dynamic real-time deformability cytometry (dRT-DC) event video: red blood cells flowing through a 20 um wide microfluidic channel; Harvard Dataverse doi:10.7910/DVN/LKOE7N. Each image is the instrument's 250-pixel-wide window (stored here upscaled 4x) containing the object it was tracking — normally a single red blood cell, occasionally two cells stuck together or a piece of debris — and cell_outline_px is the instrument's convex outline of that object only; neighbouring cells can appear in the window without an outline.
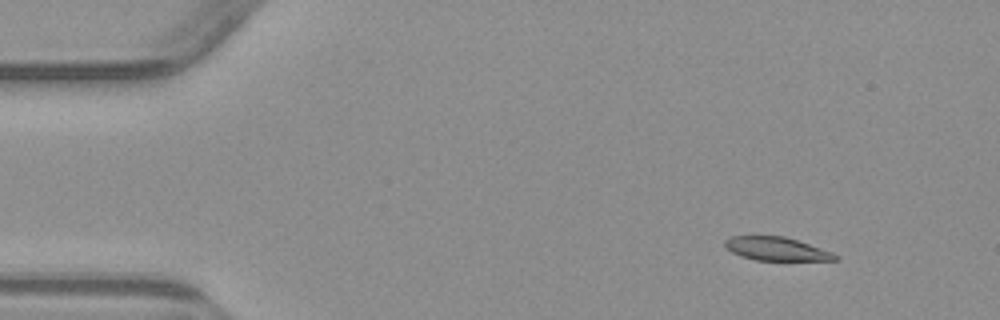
{"species": "common noctule bat (a hibernating species)", "species_latin": "Nyctalus noctula", "temperature_condition": "warm", "stored_images_in_passage": 5, "camera_frame_rate_fps": 3000, "um_per_image_px": 0.085, "animal": {"sex": "male", "body_mass_g": 23.1, "forearm_length_mm": 52.7}, "frame": {"image": 1, "passage_image": 2, "time_ms": 1.0, "image_size_px": [1000, 320], "cell_outline_px": [[836, 260], [756, 260], [740, 256], [732, 252], [724, 244], [724, 240], [732, 236], [784, 236], [832, 252], [836, 256]], "centroid_in_image_um": [65.94, 21.15], "position_along_channel_um": 19.1, "area_um2": 14.74}}
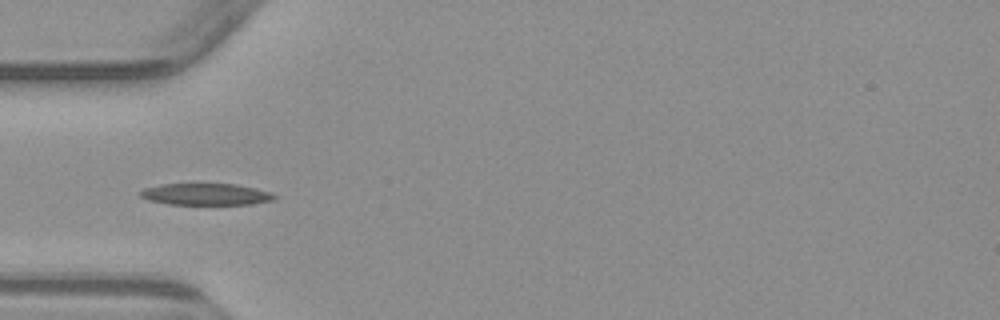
{"frame": {"image": 2, "passage_image": 5, "time_ms": 4.667, "image_size_px": [1000, 320], "cell_outline_px": [[280, 196], [272, 200], [252, 204], [168, 204], [148, 200], [140, 196], [136, 192], [144, 188], [160, 184], [236, 184], [268, 192]], "centroid_in_image_um": [17.44, 16.51], "position_along_channel_um": 67.6, "area_um2": 16.88}}